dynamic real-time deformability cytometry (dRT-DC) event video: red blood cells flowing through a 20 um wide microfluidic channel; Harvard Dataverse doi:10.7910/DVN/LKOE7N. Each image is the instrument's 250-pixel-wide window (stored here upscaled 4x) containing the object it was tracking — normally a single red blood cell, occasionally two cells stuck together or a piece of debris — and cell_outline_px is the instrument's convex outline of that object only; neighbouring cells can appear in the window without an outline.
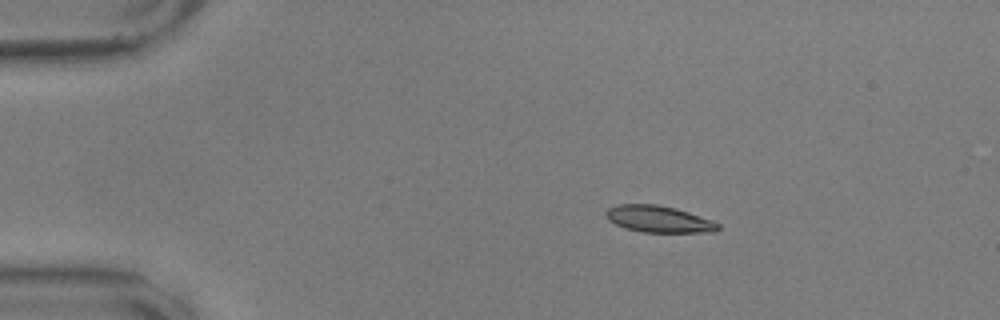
{"species": "common noctule bat (a hibernating species)", "species_latin": "Nyctalus noctula", "temperature_condition": "warm", "stored_images_in_passage": 47, "camera_frame_rate_fps": 3000, "um_per_image_px": 0.085, "animal": {"sex": "male", "body_mass_g": 17.9, "forearm_length_mm": 54.2}, "frame": {"image": 1, "passage_image": 1, "time_ms": 0.0, "image_size_px": [1000, 320], "cell_outline_px": [[720, 228], [716, 232], [644, 232], [628, 228], [616, 224], [608, 220], [604, 216], [604, 212], [608, 208], [616, 204], [656, 204], [676, 208], [712, 220], [720, 224]], "centroid_in_image_um": [55.98, 18.61], "position_along_channel_um": 29.0, "area_um2": 17.46}}
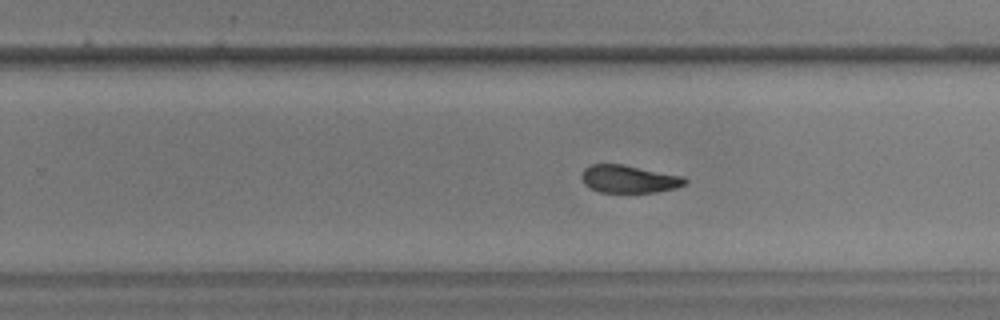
{"frame": {"image": 2, "passage_image": 27, "time_ms": 8.667, "image_size_px": [1000, 320], "cell_outline_px": [[688, 180], [684, 184], [676, 188], [656, 192], [600, 192], [584, 184], [580, 176], [584, 168], [592, 164], [620, 164], [684, 176]], "centroid_in_image_um": [53.45, 15.21], "position_along_channel_um": 276.3, "area_um2": 16.59}}
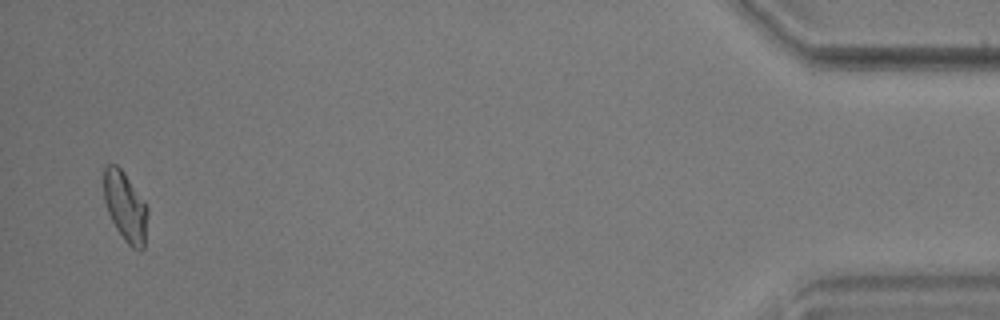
{"frame": {"image": 3, "passage_image": 46, "time_ms": 15.0, "image_size_px": [1000, 320], "cell_outline_px": [[148, 212], [144, 248], [140, 252], [132, 248], [124, 240], [116, 228], [108, 212], [104, 200], [104, 168], [108, 164], [116, 164], [124, 172], [148, 208]], "centroid_in_image_um": [10.66, 17.59], "position_along_channel_um": 424.5, "area_um2": 17.69}, "authors_computed_cell_mechanics": {"area_um2": 17.629, "velocity_mm_per_s": 3.5749, "shape_relaxation_time_tau1_ms": 9.2126, "shape_relaxation_time_tau2_ms": 3.7187, "deformation_change_tau1": 0.2281, "deformation_change_tau2": 0.0917}}